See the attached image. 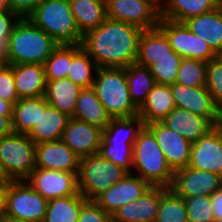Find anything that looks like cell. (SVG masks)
Wrapping results in <instances>:
<instances>
[{"label": "cell", "mask_w": 222, "mask_h": 222, "mask_svg": "<svg viewBox=\"0 0 222 222\" xmlns=\"http://www.w3.org/2000/svg\"><path fill=\"white\" fill-rule=\"evenodd\" d=\"M142 32L135 25L106 18L83 36L81 46L99 68H125L136 62Z\"/></svg>", "instance_id": "1"}, {"label": "cell", "mask_w": 222, "mask_h": 222, "mask_svg": "<svg viewBox=\"0 0 222 222\" xmlns=\"http://www.w3.org/2000/svg\"><path fill=\"white\" fill-rule=\"evenodd\" d=\"M58 45L59 43L27 17L20 18L9 37L4 59L7 65L24 63L43 65Z\"/></svg>", "instance_id": "2"}, {"label": "cell", "mask_w": 222, "mask_h": 222, "mask_svg": "<svg viewBox=\"0 0 222 222\" xmlns=\"http://www.w3.org/2000/svg\"><path fill=\"white\" fill-rule=\"evenodd\" d=\"M132 174L140 176L151 186L170 188L173 183L174 172L154 134L146 126L139 132L133 145Z\"/></svg>", "instance_id": "3"}, {"label": "cell", "mask_w": 222, "mask_h": 222, "mask_svg": "<svg viewBox=\"0 0 222 222\" xmlns=\"http://www.w3.org/2000/svg\"><path fill=\"white\" fill-rule=\"evenodd\" d=\"M144 126L139 115L112 118L103 129L99 153L128 173H132L133 145Z\"/></svg>", "instance_id": "4"}, {"label": "cell", "mask_w": 222, "mask_h": 222, "mask_svg": "<svg viewBox=\"0 0 222 222\" xmlns=\"http://www.w3.org/2000/svg\"><path fill=\"white\" fill-rule=\"evenodd\" d=\"M27 18L59 44H81L69 0H42Z\"/></svg>", "instance_id": "5"}, {"label": "cell", "mask_w": 222, "mask_h": 222, "mask_svg": "<svg viewBox=\"0 0 222 222\" xmlns=\"http://www.w3.org/2000/svg\"><path fill=\"white\" fill-rule=\"evenodd\" d=\"M92 88L111 118L138 115L130 99L125 68H98Z\"/></svg>", "instance_id": "6"}, {"label": "cell", "mask_w": 222, "mask_h": 222, "mask_svg": "<svg viewBox=\"0 0 222 222\" xmlns=\"http://www.w3.org/2000/svg\"><path fill=\"white\" fill-rule=\"evenodd\" d=\"M128 172L100 153L80 158L78 190L87 200H95Z\"/></svg>", "instance_id": "7"}, {"label": "cell", "mask_w": 222, "mask_h": 222, "mask_svg": "<svg viewBox=\"0 0 222 222\" xmlns=\"http://www.w3.org/2000/svg\"><path fill=\"white\" fill-rule=\"evenodd\" d=\"M48 200L25 180L10 181L2 189V215L20 221L43 222Z\"/></svg>", "instance_id": "8"}, {"label": "cell", "mask_w": 222, "mask_h": 222, "mask_svg": "<svg viewBox=\"0 0 222 222\" xmlns=\"http://www.w3.org/2000/svg\"><path fill=\"white\" fill-rule=\"evenodd\" d=\"M35 143L12 132L0 138V163L11 181L25 180L36 168Z\"/></svg>", "instance_id": "9"}, {"label": "cell", "mask_w": 222, "mask_h": 222, "mask_svg": "<svg viewBox=\"0 0 222 222\" xmlns=\"http://www.w3.org/2000/svg\"><path fill=\"white\" fill-rule=\"evenodd\" d=\"M107 18L135 25L143 30L159 25L160 0H105Z\"/></svg>", "instance_id": "10"}, {"label": "cell", "mask_w": 222, "mask_h": 222, "mask_svg": "<svg viewBox=\"0 0 222 222\" xmlns=\"http://www.w3.org/2000/svg\"><path fill=\"white\" fill-rule=\"evenodd\" d=\"M157 27L166 35L172 50L182 58L208 62L218 56L210 45L193 34L185 23L160 18Z\"/></svg>", "instance_id": "11"}, {"label": "cell", "mask_w": 222, "mask_h": 222, "mask_svg": "<svg viewBox=\"0 0 222 222\" xmlns=\"http://www.w3.org/2000/svg\"><path fill=\"white\" fill-rule=\"evenodd\" d=\"M25 181L47 200L79 193L78 174L35 168Z\"/></svg>", "instance_id": "12"}, {"label": "cell", "mask_w": 222, "mask_h": 222, "mask_svg": "<svg viewBox=\"0 0 222 222\" xmlns=\"http://www.w3.org/2000/svg\"><path fill=\"white\" fill-rule=\"evenodd\" d=\"M222 187V176L210 171L186 167L174 172L170 187L182 198L214 194Z\"/></svg>", "instance_id": "13"}, {"label": "cell", "mask_w": 222, "mask_h": 222, "mask_svg": "<svg viewBox=\"0 0 222 222\" xmlns=\"http://www.w3.org/2000/svg\"><path fill=\"white\" fill-rule=\"evenodd\" d=\"M152 186L140 176L128 173L122 180L109 187L94 201L108 214L113 213L123 205L135 201Z\"/></svg>", "instance_id": "14"}, {"label": "cell", "mask_w": 222, "mask_h": 222, "mask_svg": "<svg viewBox=\"0 0 222 222\" xmlns=\"http://www.w3.org/2000/svg\"><path fill=\"white\" fill-rule=\"evenodd\" d=\"M155 136L166 161L173 172L184 169L189 165L192 143L169 129L161 122L145 125Z\"/></svg>", "instance_id": "15"}, {"label": "cell", "mask_w": 222, "mask_h": 222, "mask_svg": "<svg viewBox=\"0 0 222 222\" xmlns=\"http://www.w3.org/2000/svg\"><path fill=\"white\" fill-rule=\"evenodd\" d=\"M102 138L98 126L70 117L61 140L81 158L99 153Z\"/></svg>", "instance_id": "16"}, {"label": "cell", "mask_w": 222, "mask_h": 222, "mask_svg": "<svg viewBox=\"0 0 222 222\" xmlns=\"http://www.w3.org/2000/svg\"><path fill=\"white\" fill-rule=\"evenodd\" d=\"M188 167L222 176V138L215 128L192 143Z\"/></svg>", "instance_id": "17"}, {"label": "cell", "mask_w": 222, "mask_h": 222, "mask_svg": "<svg viewBox=\"0 0 222 222\" xmlns=\"http://www.w3.org/2000/svg\"><path fill=\"white\" fill-rule=\"evenodd\" d=\"M36 168L79 173L80 158L62 141L35 145Z\"/></svg>", "instance_id": "18"}, {"label": "cell", "mask_w": 222, "mask_h": 222, "mask_svg": "<svg viewBox=\"0 0 222 222\" xmlns=\"http://www.w3.org/2000/svg\"><path fill=\"white\" fill-rule=\"evenodd\" d=\"M175 106L215 123L219 108L206 87L190 88L179 83L171 85Z\"/></svg>", "instance_id": "19"}, {"label": "cell", "mask_w": 222, "mask_h": 222, "mask_svg": "<svg viewBox=\"0 0 222 222\" xmlns=\"http://www.w3.org/2000/svg\"><path fill=\"white\" fill-rule=\"evenodd\" d=\"M163 195V187L152 186L141 197L118 208L112 215L113 222H155Z\"/></svg>", "instance_id": "20"}, {"label": "cell", "mask_w": 222, "mask_h": 222, "mask_svg": "<svg viewBox=\"0 0 222 222\" xmlns=\"http://www.w3.org/2000/svg\"><path fill=\"white\" fill-rule=\"evenodd\" d=\"M161 123L191 143L214 128V124L209 119L178 107H175Z\"/></svg>", "instance_id": "21"}, {"label": "cell", "mask_w": 222, "mask_h": 222, "mask_svg": "<svg viewBox=\"0 0 222 222\" xmlns=\"http://www.w3.org/2000/svg\"><path fill=\"white\" fill-rule=\"evenodd\" d=\"M184 23L193 34L210 45L217 55H222V5Z\"/></svg>", "instance_id": "22"}, {"label": "cell", "mask_w": 222, "mask_h": 222, "mask_svg": "<svg viewBox=\"0 0 222 222\" xmlns=\"http://www.w3.org/2000/svg\"><path fill=\"white\" fill-rule=\"evenodd\" d=\"M70 117L57 108L40 109V118L27 136L35 143L61 140Z\"/></svg>", "instance_id": "23"}, {"label": "cell", "mask_w": 222, "mask_h": 222, "mask_svg": "<svg viewBox=\"0 0 222 222\" xmlns=\"http://www.w3.org/2000/svg\"><path fill=\"white\" fill-rule=\"evenodd\" d=\"M221 5V0H160V15L161 18L184 23Z\"/></svg>", "instance_id": "24"}, {"label": "cell", "mask_w": 222, "mask_h": 222, "mask_svg": "<svg viewBox=\"0 0 222 222\" xmlns=\"http://www.w3.org/2000/svg\"><path fill=\"white\" fill-rule=\"evenodd\" d=\"M13 75L19 98L44 96L47 85L44 65L15 64L13 65Z\"/></svg>", "instance_id": "25"}, {"label": "cell", "mask_w": 222, "mask_h": 222, "mask_svg": "<svg viewBox=\"0 0 222 222\" xmlns=\"http://www.w3.org/2000/svg\"><path fill=\"white\" fill-rule=\"evenodd\" d=\"M175 107L171 85L156 84L138 109V115L144 125H149L162 122Z\"/></svg>", "instance_id": "26"}, {"label": "cell", "mask_w": 222, "mask_h": 222, "mask_svg": "<svg viewBox=\"0 0 222 222\" xmlns=\"http://www.w3.org/2000/svg\"><path fill=\"white\" fill-rule=\"evenodd\" d=\"M172 51L166 35L158 27L143 30L139 40L136 63L150 67L160 58L172 57Z\"/></svg>", "instance_id": "27"}, {"label": "cell", "mask_w": 222, "mask_h": 222, "mask_svg": "<svg viewBox=\"0 0 222 222\" xmlns=\"http://www.w3.org/2000/svg\"><path fill=\"white\" fill-rule=\"evenodd\" d=\"M81 88L69 78L47 81L44 98L48 104L72 117Z\"/></svg>", "instance_id": "28"}, {"label": "cell", "mask_w": 222, "mask_h": 222, "mask_svg": "<svg viewBox=\"0 0 222 222\" xmlns=\"http://www.w3.org/2000/svg\"><path fill=\"white\" fill-rule=\"evenodd\" d=\"M72 118L96 125L102 130L112 119L93 88L80 91Z\"/></svg>", "instance_id": "29"}, {"label": "cell", "mask_w": 222, "mask_h": 222, "mask_svg": "<svg viewBox=\"0 0 222 222\" xmlns=\"http://www.w3.org/2000/svg\"><path fill=\"white\" fill-rule=\"evenodd\" d=\"M80 34L96 29L107 18L105 0H69Z\"/></svg>", "instance_id": "30"}, {"label": "cell", "mask_w": 222, "mask_h": 222, "mask_svg": "<svg viewBox=\"0 0 222 222\" xmlns=\"http://www.w3.org/2000/svg\"><path fill=\"white\" fill-rule=\"evenodd\" d=\"M49 106L44 96L19 98L13 106V132L28 134L40 118V109Z\"/></svg>", "instance_id": "31"}, {"label": "cell", "mask_w": 222, "mask_h": 222, "mask_svg": "<svg viewBox=\"0 0 222 222\" xmlns=\"http://www.w3.org/2000/svg\"><path fill=\"white\" fill-rule=\"evenodd\" d=\"M130 99L139 109L146 101L148 94L157 84L150 67L132 63L125 67Z\"/></svg>", "instance_id": "32"}, {"label": "cell", "mask_w": 222, "mask_h": 222, "mask_svg": "<svg viewBox=\"0 0 222 222\" xmlns=\"http://www.w3.org/2000/svg\"><path fill=\"white\" fill-rule=\"evenodd\" d=\"M98 68L81 44H72V59L67 78L81 88H92Z\"/></svg>", "instance_id": "33"}, {"label": "cell", "mask_w": 222, "mask_h": 222, "mask_svg": "<svg viewBox=\"0 0 222 222\" xmlns=\"http://www.w3.org/2000/svg\"><path fill=\"white\" fill-rule=\"evenodd\" d=\"M87 199L80 193L48 200L43 222H77Z\"/></svg>", "instance_id": "34"}, {"label": "cell", "mask_w": 222, "mask_h": 222, "mask_svg": "<svg viewBox=\"0 0 222 222\" xmlns=\"http://www.w3.org/2000/svg\"><path fill=\"white\" fill-rule=\"evenodd\" d=\"M155 222H188L184 199L170 188L163 187Z\"/></svg>", "instance_id": "35"}, {"label": "cell", "mask_w": 222, "mask_h": 222, "mask_svg": "<svg viewBox=\"0 0 222 222\" xmlns=\"http://www.w3.org/2000/svg\"><path fill=\"white\" fill-rule=\"evenodd\" d=\"M72 59V44H59L44 62L46 81L67 78Z\"/></svg>", "instance_id": "36"}, {"label": "cell", "mask_w": 222, "mask_h": 222, "mask_svg": "<svg viewBox=\"0 0 222 222\" xmlns=\"http://www.w3.org/2000/svg\"><path fill=\"white\" fill-rule=\"evenodd\" d=\"M206 67L205 61L183 58L176 83L190 88L206 87Z\"/></svg>", "instance_id": "37"}, {"label": "cell", "mask_w": 222, "mask_h": 222, "mask_svg": "<svg viewBox=\"0 0 222 222\" xmlns=\"http://www.w3.org/2000/svg\"><path fill=\"white\" fill-rule=\"evenodd\" d=\"M182 57L172 51V57H163L150 66L151 74L157 84L172 85L176 83Z\"/></svg>", "instance_id": "38"}, {"label": "cell", "mask_w": 222, "mask_h": 222, "mask_svg": "<svg viewBox=\"0 0 222 222\" xmlns=\"http://www.w3.org/2000/svg\"><path fill=\"white\" fill-rule=\"evenodd\" d=\"M183 199L186 205L188 222H214L211 196L202 195Z\"/></svg>", "instance_id": "39"}, {"label": "cell", "mask_w": 222, "mask_h": 222, "mask_svg": "<svg viewBox=\"0 0 222 222\" xmlns=\"http://www.w3.org/2000/svg\"><path fill=\"white\" fill-rule=\"evenodd\" d=\"M206 88L212 95L215 105L222 109V55L207 62Z\"/></svg>", "instance_id": "40"}, {"label": "cell", "mask_w": 222, "mask_h": 222, "mask_svg": "<svg viewBox=\"0 0 222 222\" xmlns=\"http://www.w3.org/2000/svg\"><path fill=\"white\" fill-rule=\"evenodd\" d=\"M0 99L13 105L19 100L13 75V65L5 64L0 69Z\"/></svg>", "instance_id": "41"}, {"label": "cell", "mask_w": 222, "mask_h": 222, "mask_svg": "<svg viewBox=\"0 0 222 222\" xmlns=\"http://www.w3.org/2000/svg\"><path fill=\"white\" fill-rule=\"evenodd\" d=\"M20 16L12 11L0 12V56L4 57L8 50L9 37Z\"/></svg>", "instance_id": "42"}, {"label": "cell", "mask_w": 222, "mask_h": 222, "mask_svg": "<svg viewBox=\"0 0 222 222\" xmlns=\"http://www.w3.org/2000/svg\"><path fill=\"white\" fill-rule=\"evenodd\" d=\"M77 222H113L112 215L106 213L94 200H87L80 210Z\"/></svg>", "instance_id": "43"}, {"label": "cell", "mask_w": 222, "mask_h": 222, "mask_svg": "<svg viewBox=\"0 0 222 222\" xmlns=\"http://www.w3.org/2000/svg\"><path fill=\"white\" fill-rule=\"evenodd\" d=\"M42 0H8L12 12L21 18L27 17Z\"/></svg>", "instance_id": "44"}, {"label": "cell", "mask_w": 222, "mask_h": 222, "mask_svg": "<svg viewBox=\"0 0 222 222\" xmlns=\"http://www.w3.org/2000/svg\"><path fill=\"white\" fill-rule=\"evenodd\" d=\"M13 111H0V138L13 132Z\"/></svg>", "instance_id": "45"}, {"label": "cell", "mask_w": 222, "mask_h": 222, "mask_svg": "<svg viewBox=\"0 0 222 222\" xmlns=\"http://www.w3.org/2000/svg\"><path fill=\"white\" fill-rule=\"evenodd\" d=\"M211 205L215 219H222V187L211 195Z\"/></svg>", "instance_id": "46"}, {"label": "cell", "mask_w": 222, "mask_h": 222, "mask_svg": "<svg viewBox=\"0 0 222 222\" xmlns=\"http://www.w3.org/2000/svg\"><path fill=\"white\" fill-rule=\"evenodd\" d=\"M11 180L5 173L2 164L0 163V188L3 189Z\"/></svg>", "instance_id": "47"}, {"label": "cell", "mask_w": 222, "mask_h": 222, "mask_svg": "<svg viewBox=\"0 0 222 222\" xmlns=\"http://www.w3.org/2000/svg\"><path fill=\"white\" fill-rule=\"evenodd\" d=\"M214 128L219 132L222 138V109L219 110L217 119L214 123Z\"/></svg>", "instance_id": "48"}, {"label": "cell", "mask_w": 222, "mask_h": 222, "mask_svg": "<svg viewBox=\"0 0 222 222\" xmlns=\"http://www.w3.org/2000/svg\"><path fill=\"white\" fill-rule=\"evenodd\" d=\"M13 104L0 99V111H13Z\"/></svg>", "instance_id": "49"}, {"label": "cell", "mask_w": 222, "mask_h": 222, "mask_svg": "<svg viewBox=\"0 0 222 222\" xmlns=\"http://www.w3.org/2000/svg\"><path fill=\"white\" fill-rule=\"evenodd\" d=\"M11 11L8 0H0V12Z\"/></svg>", "instance_id": "50"}, {"label": "cell", "mask_w": 222, "mask_h": 222, "mask_svg": "<svg viewBox=\"0 0 222 222\" xmlns=\"http://www.w3.org/2000/svg\"><path fill=\"white\" fill-rule=\"evenodd\" d=\"M0 222H28V221L15 220V219H12V218H9V217H6V216L2 215L0 217Z\"/></svg>", "instance_id": "51"}, {"label": "cell", "mask_w": 222, "mask_h": 222, "mask_svg": "<svg viewBox=\"0 0 222 222\" xmlns=\"http://www.w3.org/2000/svg\"><path fill=\"white\" fill-rule=\"evenodd\" d=\"M2 216V189L0 188V217Z\"/></svg>", "instance_id": "52"}, {"label": "cell", "mask_w": 222, "mask_h": 222, "mask_svg": "<svg viewBox=\"0 0 222 222\" xmlns=\"http://www.w3.org/2000/svg\"><path fill=\"white\" fill-rule=\"evenodd\" d=\"M6 64L4 57H0V69Z\"/></svg>", "instance_id": "53"}, {"label": "cell", "mask_w": 222, "mask_h": 222, "mask_svg": "<svg viewBox=\"0 0 222 222\" xmlns=\"http://www.w3.org/2000/svg\"><path fill=\"white\" fill-rule=\"evenodd\" d=\"M214 222H222V219H215Z\"/></svg>", "instance_id": "54"}]
</instances>
